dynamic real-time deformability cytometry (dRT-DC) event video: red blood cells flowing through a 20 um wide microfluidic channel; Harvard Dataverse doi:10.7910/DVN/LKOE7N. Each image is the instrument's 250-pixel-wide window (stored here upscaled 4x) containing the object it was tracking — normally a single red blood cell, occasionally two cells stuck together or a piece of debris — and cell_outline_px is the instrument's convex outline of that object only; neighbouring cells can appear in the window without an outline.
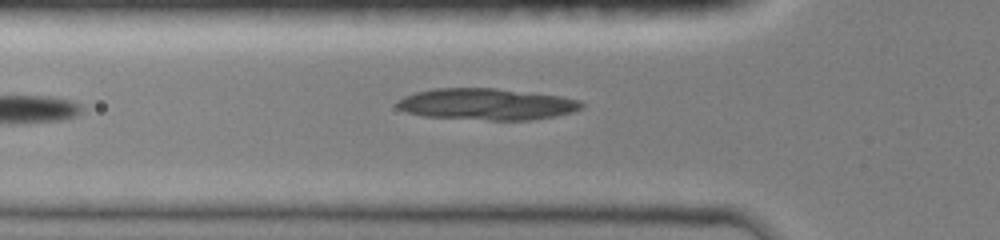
{"species": "common noctule bat (a hibernating species)", "species_latin": "Nyctalus noctula", "temperature_condition": "room temperature", "stored_images_in_passage": 4, "camera_frame_rate_fps": 3000, "um_per_image_px": 0.085, "animal": {"sex": "female", "body_mass_g": 19.0, "forearm_length_mm": 51.5}, "frame": {"image": 1, "passage_image": 4, "time_ms": 2.0, "image_size_px": [1000, 240], "cell_outline_px": [[584, 108], [572, 112], [532, 120], [488, 120], [424, 116], [408, 112], [400, 108], [396, 104], [404, 96], [416, 92], [432, 88], [496, 88], [560, 96], [580, 100], [584, 104]], "centroid_in_image_um": [41.4, 8.85], "position_along_channel_um": 84.4, "area_um2": 33.7}}